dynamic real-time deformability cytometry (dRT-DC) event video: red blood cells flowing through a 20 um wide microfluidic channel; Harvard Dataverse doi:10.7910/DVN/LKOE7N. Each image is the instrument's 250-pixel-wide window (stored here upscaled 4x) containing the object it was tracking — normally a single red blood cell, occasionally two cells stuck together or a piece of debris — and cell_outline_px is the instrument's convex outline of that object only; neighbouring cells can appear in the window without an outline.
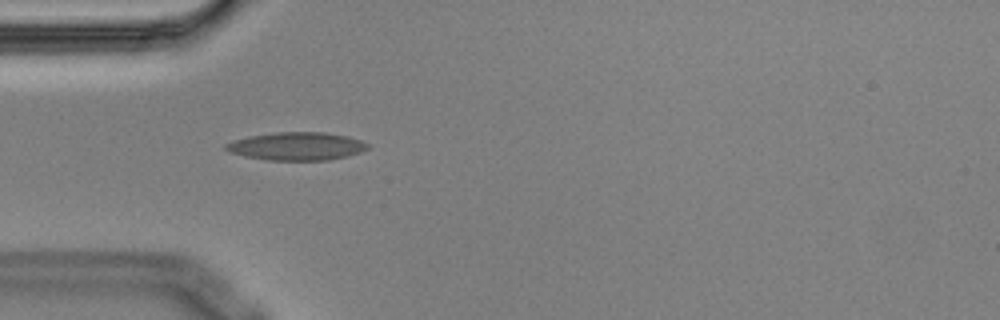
{"species": "Egyptian fruit bat (a non-hibernating species)", "species_latin": "Rousettus aegyptiacus", "temperature_condition": "cold", "stored_images_in_passage": 13, "camera_frame_rate_fps": 3000, "um_per_image_px": 0.085, "animal": {"sex": "male"}, "frame": {"image": 1, "passage_image": 3, "time_ms": 0.667, "image_size_px": [1000, 320], "cell_outline_px": [[368, 148], [360, 152], [348, 156], [328, 160], [268, 160], [244, 156], [232, 152], [224, 148], [224, 144], [232, 140], [248, 136], [276, 132], [324, 132], [348, 136], [360, 140], [368, 144]], "centroid_in_image_um": [25.2, 12.42], "position_along_channel_um": 59.8, "area_um2": 23.18}}
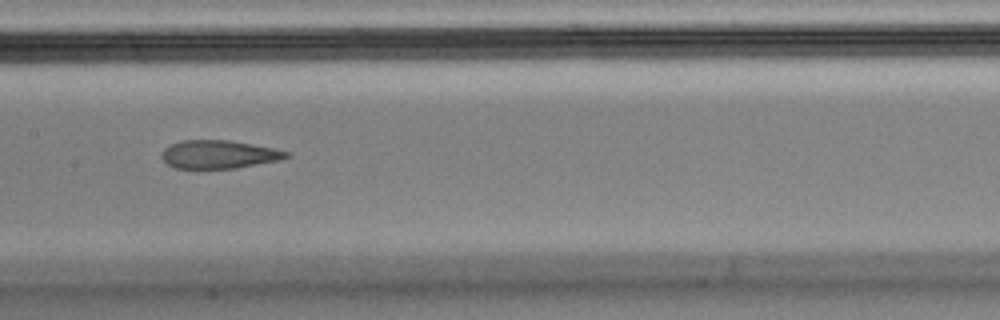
{"frame": {"image": 2, "passage_image": 6, "time_ms": 1.667, "image_size_px": [1000, 320], "cell_outline_px": [[292, 156], [280, 160], [236, 168], [176, 168], [168, 164], [160, 156], [160, 152], [168, 144], [184, 140], [228, 140], [252, 144], [292, 152]], "centroid_in_image_um": [18.61, 13.11], "position_along_channel_um": 188.8, "area_um2": 20.63}}